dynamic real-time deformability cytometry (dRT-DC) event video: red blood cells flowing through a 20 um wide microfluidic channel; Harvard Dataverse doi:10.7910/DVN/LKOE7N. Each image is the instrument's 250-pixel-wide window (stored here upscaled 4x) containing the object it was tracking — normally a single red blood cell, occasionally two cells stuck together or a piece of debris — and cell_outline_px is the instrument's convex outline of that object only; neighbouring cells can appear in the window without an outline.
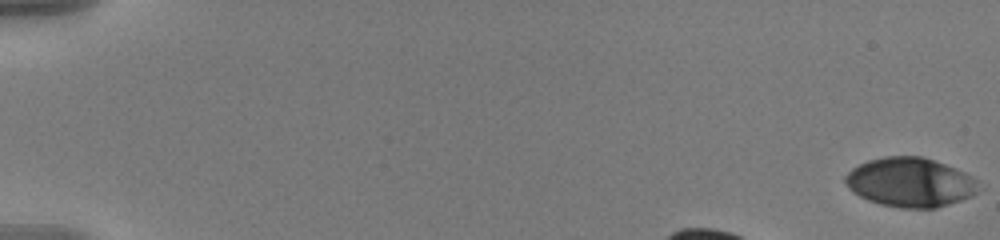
{"species": "human", "species_latin": "Homo sapiens", "temperature_condition": "warm", "stored_images_in_passage": 46, "camera_frame_rate_fps": 3000, "um_per_image_px": 0.085, "donor": {"sex": "male"}, "frame": {"image": 1, "passage_image": 1, "time_ms": 0.0, "image_size_px": [1000, 240], "cell_outline_px": [[976, 192], [972, 196], [936, 208], [900, 208], [880, 204], [868, 200], [852, 192], [848, 188], [844, 180], [844, 176], [852, 168], [868, 160], [884, 156], [920, 156], [944, 164], [964, 172], [976, 180]], "centroid_in_image_um": [77.31, 15.5], "position_along_channel_um": 7.7, "area_um2": 37.97}}
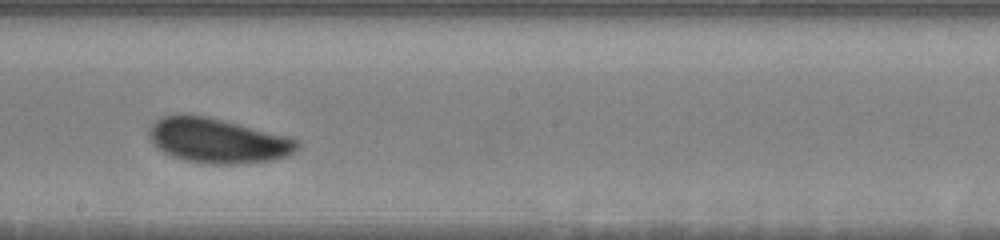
{"frame": {"image": 2, "passage_image": 28, "time_ms": 9.0, "image_size_px": [1000, 240], "cell_outline_px": [[300, 144], [288, 156], [268, 160], [240, 164], [212, 164], [188, 160], [172, 156], [156, 148], [152, 144], [148, 136], [148, 132], [152, 124], [156, 120], [164, 116], [180, 112], [184, 112], [208, 116], [224, 120], [284, 136], [296, 140]], "centroid_in_image_um": [18.41, 11.93], "position_along_channel_um": 229.8, "area_um2": 38.55}}
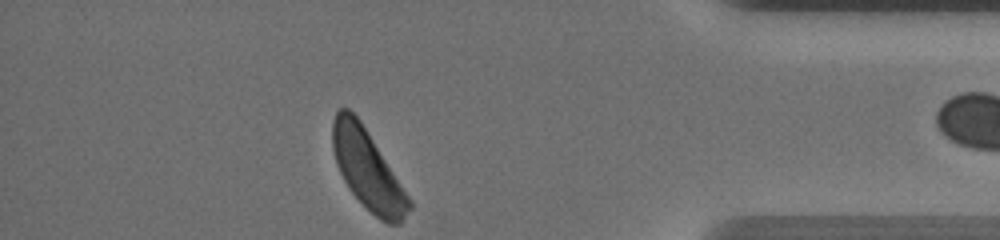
{"frame": {"image": 3, "passage_image": 45, "time_ms": 14.667, "image_size_px": [1000, 240], "cell_outline_px": [[412, 208], [400, 224], [388, 224], [380, 220], [348, 188], [336, 164], [332, 148], [332, 120], [336, 112], [340, 108], [348, 108], [360, 120], [412, 200]], "centroid_in_image_um": [31.25, 14.42], "position_along_channel_um": 403.9, "area_um2": 35.14}}